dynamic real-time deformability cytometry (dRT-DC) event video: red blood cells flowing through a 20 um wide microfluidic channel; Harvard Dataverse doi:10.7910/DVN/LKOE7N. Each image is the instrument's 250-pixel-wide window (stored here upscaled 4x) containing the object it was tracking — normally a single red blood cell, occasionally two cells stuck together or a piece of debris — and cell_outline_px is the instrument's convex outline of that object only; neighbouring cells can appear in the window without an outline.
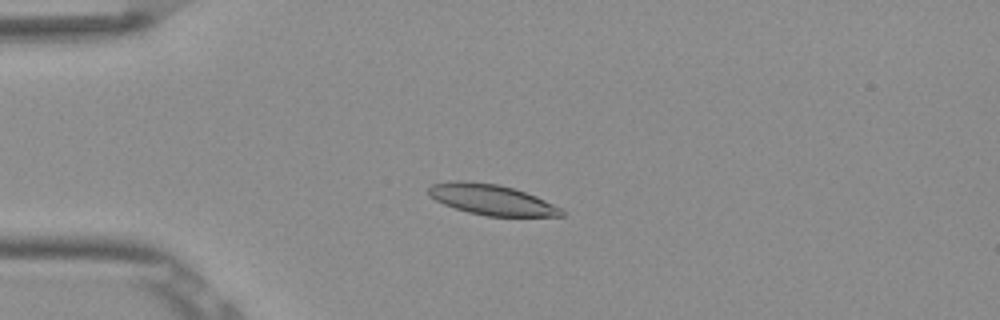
{"species": "Egyptian fruit bat (a non-hibernating species)", "species_latin": "Rousettus aegyptiacus", "temperature_condition": "room temperature", "stored_images_in_passage": 54, "camera_frame_rate_fps": 3000, "um_per_image_px": 0.085, "frame": {"image": 1, "passage_image": 14, "time_ms": 4.333, "image_size_px": [1000, 320], "cell_outline_px": [[564, 216], [488, 216], [468, 212], [444, 204], [428, 196], [428, 188], [432, 184], [452, 180], [460, 180], [496, 184], [512, 188], [536, 196], [560, 208], [564, 212]], "centroid_in_image_um": [41.74, 16.97], "position_along_channel_um": 43.3, "area_um2": 23.41}}
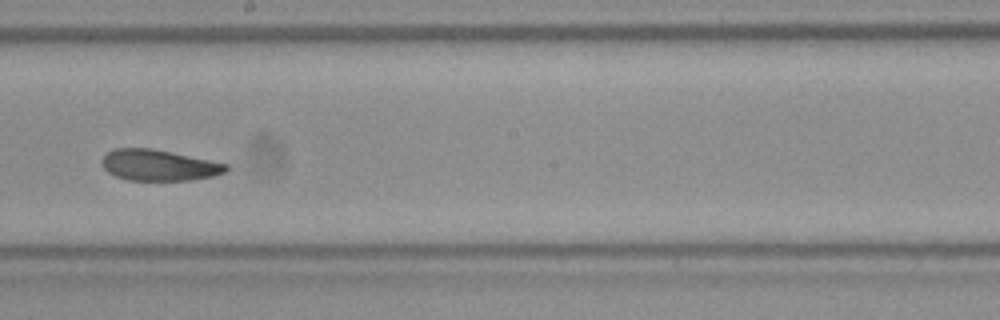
{"frame": {"image": 2, "passage_image": 31, "time_ms": 10.0, "image_size_px": [1000, 320], "cell_outline_px": [[228, 168], [224, 172], [212, 176], [192, 180], [128, 180], [116, 176], [108, 172], [104, 168], [100, 160], [108, 152], [116, 148], [152, 148], [228, 164]], "centroid_in_image_um": [13.47, 14.04], "position_along_channel_um": 234.7, "area_um2": 22.25}}
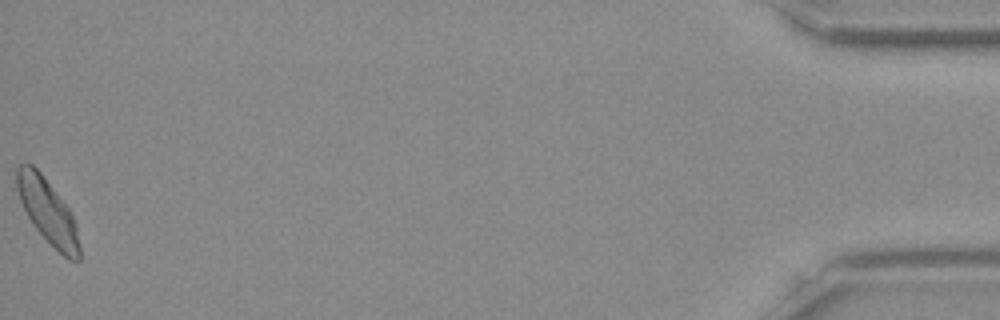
{"frame": {"image": 3, "passage_image": 54, "time_ms": 17.667, "image_size_px": [1000, 320], "cell_outline_px": [[80, 260], [68, 260], [32, 224], [20, 200], [16, 188], [16, 168], [20, 164], [32, 164], [40, 172], [72, 212], [76, 224], [80, 244]], "centroid_in_image_um": [4.07, 17.95], "position_along_channel_um": 431.1, "area_um2": 23.29}, "authors_computed_cell_mechanics": {"area_um2": 23.3223, "velocity_mm_per_s": 3.8215, "shape_relaxation_time_tau1_ms": 5.9192, "shape_relaxation_time_tau2_ms": 2.9502, "deformation_change_tau1": 0.1469, "deformation_change_tau2": 0.0886}}